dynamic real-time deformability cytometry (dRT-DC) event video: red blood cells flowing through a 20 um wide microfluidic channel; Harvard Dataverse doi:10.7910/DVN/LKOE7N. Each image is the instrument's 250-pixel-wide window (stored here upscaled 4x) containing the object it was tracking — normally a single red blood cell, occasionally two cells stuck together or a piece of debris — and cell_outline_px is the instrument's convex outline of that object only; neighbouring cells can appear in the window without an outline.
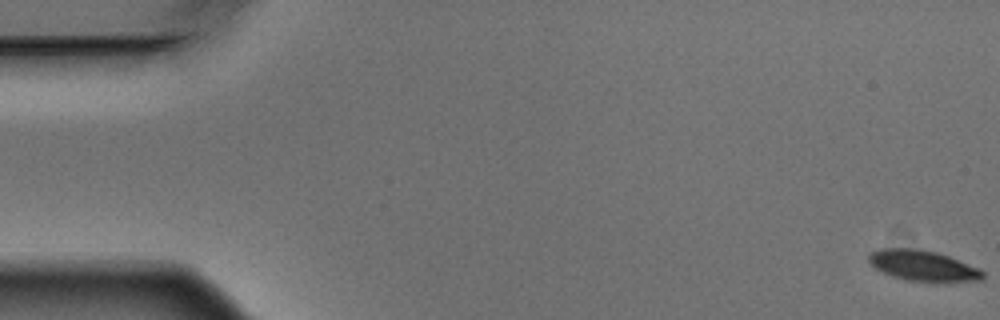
{"species": "Egyptian fruit bat (a non-hibernating species)", "species_latin": "Rousettus aegyptiacus", "temperature_condition": "warm", "stored_images_in_passage": 5, "camera_frame_rate_fps": 3000, "um_per_image_px": 0.085, "animal": {"sex": "male"}, "frame": {"image": 1, "passage_image": 1, "time_ms": 0.0, "image_size_px": [1000, 320], "cell_outline_px": [[984, 280], [940, 284], [936, 284], [904, 280], [892, 276], [876, 268], [868, 260], [868, 256], [872, 252], [880, 248], [920, 248], [936, 252], [948, 256], [980, 268], [984, 272]], "centroid_in_image_um": [78.53, 22.62], "position_along_channel_um": 6.5, "area_um2": 21.1}}
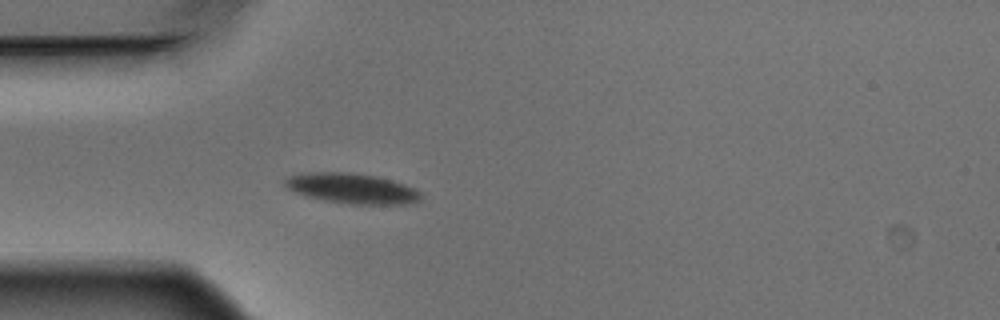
{"frame": {"image": 2, "passage_image": 5, "time_ms": 1.333, "image_size_px": [1000, 320], "cell_outline_px": [[420, 200], [416, 204], [352, 204], [324, 200], [304, 196], [288, 188], [284, 184], [284, 180], [288, 176], [304, 172], [352, 172], [376, 176], [392, 180], [416, 188], [420, 192]], "centroid_in_image_um": [29.93, 16.01], "position_along_channel_um": 55.1, "area_um2": 24.16}}